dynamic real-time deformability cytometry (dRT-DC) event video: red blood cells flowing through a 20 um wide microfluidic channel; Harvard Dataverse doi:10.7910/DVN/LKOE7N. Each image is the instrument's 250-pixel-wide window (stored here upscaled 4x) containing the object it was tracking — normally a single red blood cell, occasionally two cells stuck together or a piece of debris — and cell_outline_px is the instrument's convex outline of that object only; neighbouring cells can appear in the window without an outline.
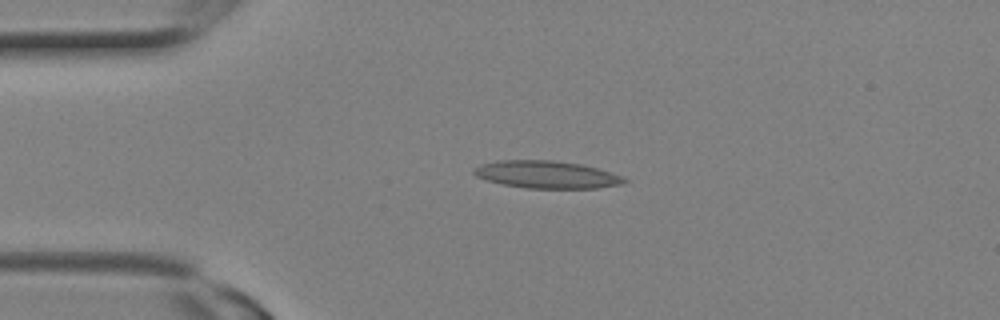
{"species": "Egyptian fruit bat (a non-hibernating species)", "species_latin": "Rousettus aegyptiacus", "temperature_condition": "room temperature", "stored_images_in_passage": 20, "camera_frame_rate_fps": 3000, "um_per_image_px": 0.085, "animal": {"sex": "female"}, "frame": {"image": 1, "passage_image": 1, "time_ms": 0.0, "image_size_px": [1000, 320], "cell_outline_px": [[628, 180], [624, 184], [596, 188], [528, 188], [504, 184], [484, 180], [476, 176], [472, 172], [480, 164], [500, 160], [552, 160], [580, 164], [596, 168], [624, 176]], "centroid_in_image_um": [46.48, 14.84], "position_along_channel_um": 38.5, "area_um2": 23.99}}
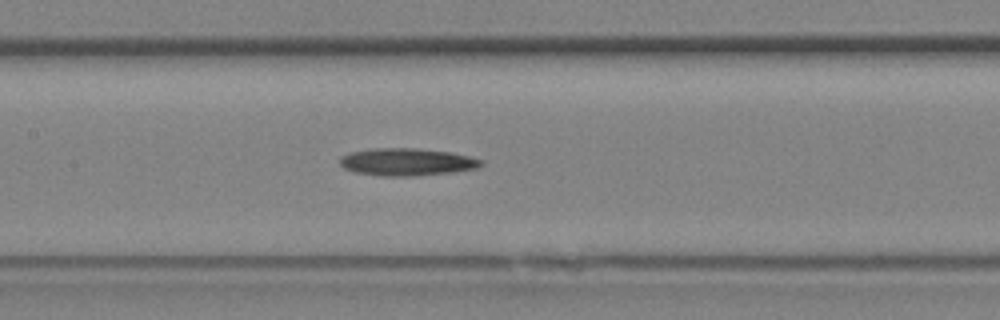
{"frame": {"image": 2, "passage_image": 7, "time_ms": 2.0, "image_size_px": [1000, 320], "cell_outline_px": [[484, 164], [476, 168], [452, 172], [412, 176], [384, 176], [356, 172], [344, 168], [340, 164], [340, 156], [352, 152], [368, 148], [416, 148], [452, 152], [484, 160]], "centroid_in_image_um": [34.59, 13.75], "position_along_channel_um": 172.8, "area_um2": 22.6}}
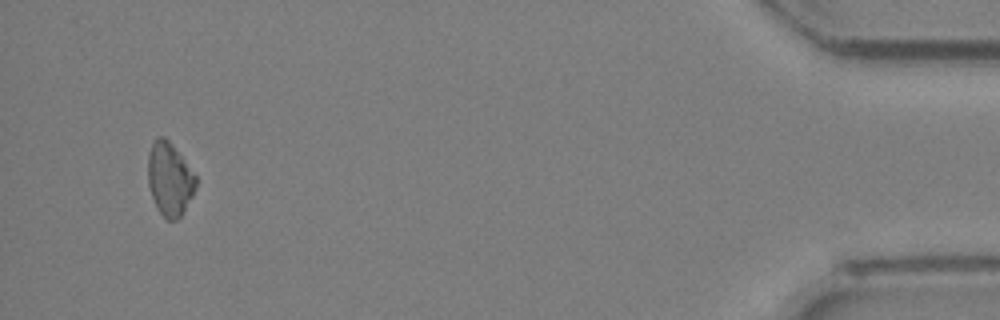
{"frame": {"image": 3, "passage_image": 19, "time_ms": 6.0, "image_size_px": [1000, 320], "cell_outline_px": [[196, 188], [192, 196], [180, 216], [176, 220], [168, 220], [156, 208], [148, 184], [148, 156], [152, 144], [156, 136], [164, 136], [168, 140], [184, 160], [196, 176]], "centroid_in_image_um": [14.4, 15.22], "position_along_channel_um": 420.8, "area_um2": 20.17}}